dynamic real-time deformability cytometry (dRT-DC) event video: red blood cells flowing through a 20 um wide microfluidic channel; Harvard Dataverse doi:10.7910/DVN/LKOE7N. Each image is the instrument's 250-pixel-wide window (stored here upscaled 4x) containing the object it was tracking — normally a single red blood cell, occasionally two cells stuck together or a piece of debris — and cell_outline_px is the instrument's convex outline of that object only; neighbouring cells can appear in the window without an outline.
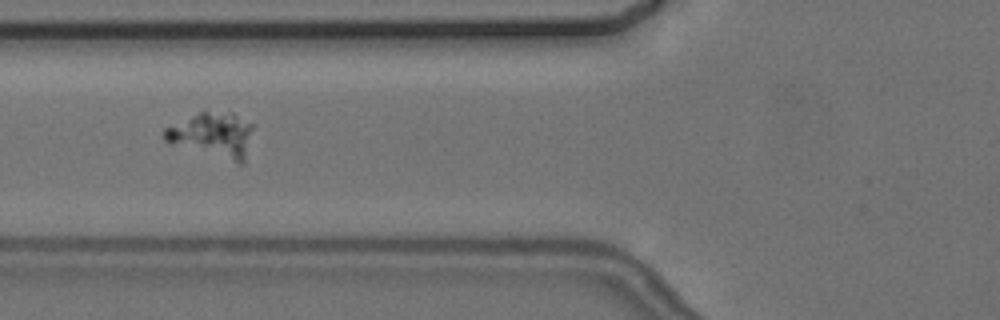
{"species": "common noctule bat (a hibernating species)", "species_latin": "Nyctalus noctula", "temperature_condition": "cold", "stored_images_in_passage": 12, "segment_of_instrument_passage": [1, 2], "camera_frame_rate_fps": 3000, "um_per_image_px": 0.085, "animal": {"sex": "female", "body_mass_g": 24.6, "forearm_length_mm": 56.2}, "frame": {"image": 1, "passage_image": 2, "time_ms": 1.0, "image_size_px": [1000, 320], "cell_outline_px": [[256, 124], [244, 164], [240, 164], [168, 144], [164, 140], [164, 128], [200, 112], [232, 112]], "centroid_in_image_um": [18.13, 11.49], "position_along_channel_um": 107.7, "area_um2": 23.87}}
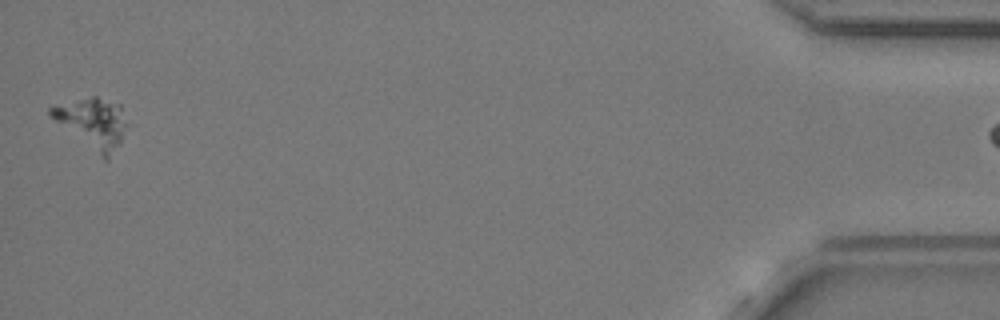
{"frame": {"image": 2, "passage_image": 11, "time_ms": 12.333, "image_size_px": [1000, 320], "cell_outline_px": [[128, 124], [120, 144], [108, 160], [104, 160], [48, 116], [48, 108], [92, 96], [96, 96], [120, 104]], "centroid_in_image_um": [7.9, 10.48], "position_along_channel_um": 427.3, "area_um2": 22.25}}